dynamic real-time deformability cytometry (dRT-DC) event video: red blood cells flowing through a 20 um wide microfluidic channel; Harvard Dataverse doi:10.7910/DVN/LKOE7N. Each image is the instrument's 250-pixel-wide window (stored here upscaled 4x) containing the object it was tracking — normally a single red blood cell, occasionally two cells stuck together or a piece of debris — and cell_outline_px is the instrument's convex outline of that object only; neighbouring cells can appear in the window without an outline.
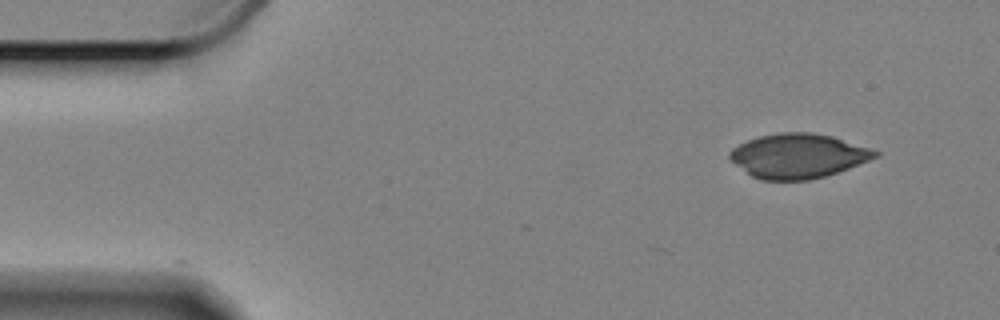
{"species": "Egyptian fruit bat (a non-hibernating species)", "species_latin": "Rousettus aegyptiacus", "temperature_condition": "cold", "stored_images_in_passage": 5, "camera_frame_rate_fps": 3000, "um_per_image_px": 0.085, "animal": {"sex": "female"}, "frame": {"image": 1, "passage_image": 3, "time_ms": 0.667, "image_size_px": [1000, 320], "cell_outline_px": [[880, 156], [848, 168], [824, 176], [808, 180], [760, 180], [752, 176], [728, 160], [728, 152], [732, 148], [748, 140], [760, 136], [780, 132], [812, 132], [832, 136], [880, 152]], "centroid_in_image_um": [67.79, 13.25], "position_along_channel_um": 17.2, "area_um2": 37.57}}